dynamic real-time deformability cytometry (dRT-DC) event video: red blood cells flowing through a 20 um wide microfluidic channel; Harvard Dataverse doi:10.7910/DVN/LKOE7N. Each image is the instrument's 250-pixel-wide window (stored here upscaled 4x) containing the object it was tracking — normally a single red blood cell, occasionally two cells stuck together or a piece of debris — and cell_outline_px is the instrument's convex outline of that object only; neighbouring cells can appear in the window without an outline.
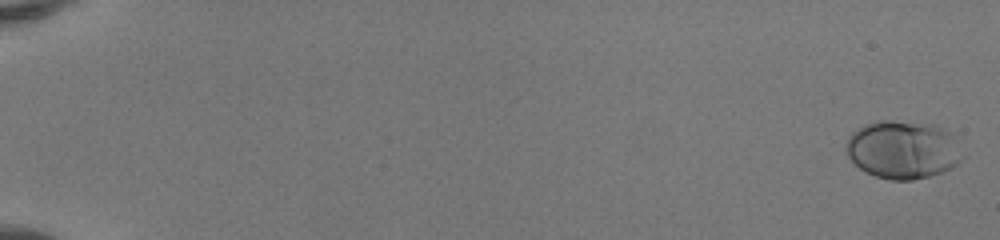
{"species": "human", "species_latin": "Homo sapiens", "temperature_condition": "room temperature", "stored_images_in_passage": 52, "camera_frame_rate_fps": 3000, "um_per_image_px": 0.085, "donor": {"sex": "female"}, "frame": {"image": 1, "passage_image": 1, "time_ms": 0.0, "image_size_px": [1000, 240], "cell_outline_px": [[968, 156], [952, 168], [944, 172], [912, 180], [888, 180], [876, 176], [860, 168], [848, 156], [844, 148], [844, 144], [848, 136], [852, 132], [864, 124], [880, 120], [888, 120], [936, 124], [944, 128], [948, 132]], "centroid_in_image_um": [76.77, 12.72], "position_along_channel_um": 8.2, "area_um2": 40.0}}
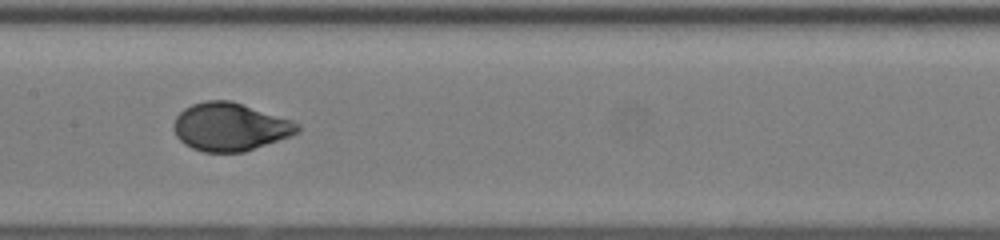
{"frame": {"image": 2, "passage_image": 29, "time_ms": 9.333, "image_size_px": [1000, 240], "cell_outline_px": [[300, 132], [292, 136], [244, 152], [204, 152], [192, 148], [184, 144], [176, 136], [172, 128], [172, 124], [176, 116], [184, 108], [192, 104], [208, 100], [232, 100], [292, 120], [300, 124]], "centroid_in_image_um": [19.56, 10.78], "position_along_channel_um": 187.8, "area_um2": 35.03}}
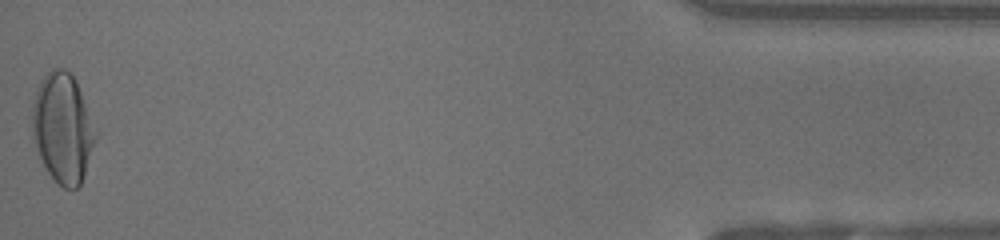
{"frame": {"image": 3, "passage_image": 52, "time_ms": 17.0, "image_size_px": [1000, 240], "cell_outline_px": [[100, 132], [80, 184], [76, 188], [64, 188], [48, 172], [36, 148], [32, 124], [32, 104], [36, 88], [40, 80], [52, 68], [64, 68], [72, 72], [76, 80]], "centroid_in_image_um": [5.38, 10.81], "position_along_channel_um": 429.8, "area_um2": 40.98}, "authors_computed_cell_mechanics": {"area_um2": 35.0557, "velocity_mm_per_s": 4.1426, "shape_relaxation_time_tau1_ms": 3.5549, "shape_relaxation_time_tau2_ms": null, "deformation_change_tau1": 0.1887, "deformation_change_tau2": null}}